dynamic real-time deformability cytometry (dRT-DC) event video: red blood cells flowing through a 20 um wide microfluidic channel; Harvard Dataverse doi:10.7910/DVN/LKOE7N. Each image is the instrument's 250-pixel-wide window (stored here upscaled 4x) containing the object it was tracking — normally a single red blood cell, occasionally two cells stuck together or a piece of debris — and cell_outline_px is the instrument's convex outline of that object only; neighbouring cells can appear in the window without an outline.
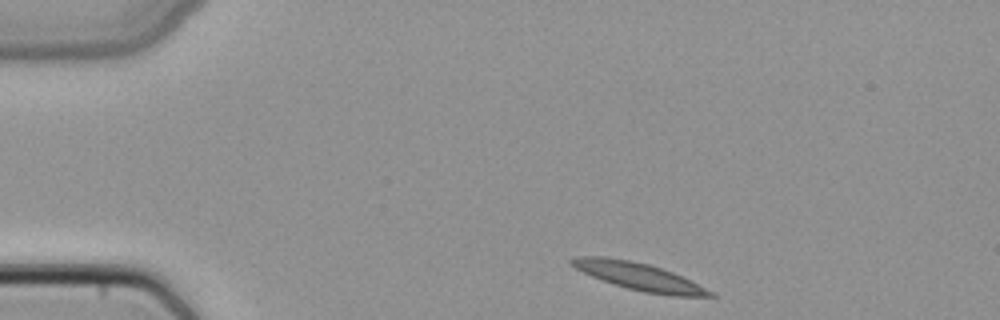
{"species": "common noctule bat (a hibernating species)", "species_latin": "Nyctalus noctula", "temperature_condition": "cold", "stored_images_in_passage": 4, "camera_frame_rate_fps": 3000, "um_per_image_px": 0.085, "animal": {"sex": "female", "body_mass_g": 22.7, "forearm_length_mm": 54.2}, "frame": {"image": 1, "passage_image": 1, "time_ms": 0.0, "image_size_px": [1000, 320], "cell_outline_px": [[720, 296], [672, 296], [644, 292], [628, 288], [592, 276], [568, 264], [568, 260], [576, 256], [604, 256], [632, 260], [648, 264], [672, 272]], "centroid_in_image_um": [54.24, 23.48], "position_along_channel_um": 30.8, "area_um2": 21.68}}
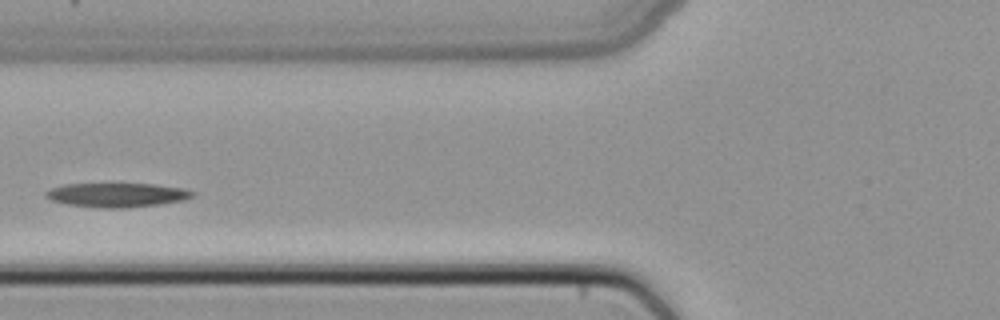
{"frame": {"image": 2, "passage_image": 4, "time_ms": 1.0, "image_size_px": [1000, 320], "cell_outline_px": [[196, 196], [184, 200], [160, 204], [124, 208], [100, 208], [68, 204], [52, 200], [44, 196], [44, 192], [52, 188], [64, 184], [152, 184], [184, 188], [196, 192]], "centroid_in_image_um": [9.98, 16.57], "position_along_channel_um": 115.8, "area_um2": 20.69}}